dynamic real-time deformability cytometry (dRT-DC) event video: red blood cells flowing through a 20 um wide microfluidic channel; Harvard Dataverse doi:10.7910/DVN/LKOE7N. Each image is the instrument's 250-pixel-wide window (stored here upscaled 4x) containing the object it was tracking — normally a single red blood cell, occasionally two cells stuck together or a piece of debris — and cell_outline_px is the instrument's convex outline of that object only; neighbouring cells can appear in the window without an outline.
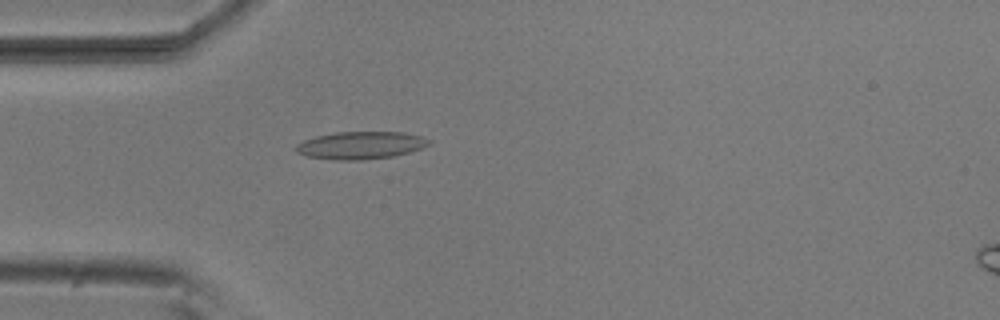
{"species": "common noctule bat (a hibernating species)", "species_latin": "Nyctalus noctula", "temperature_condition": "room temperature", "stored_images_in_passage": 43, "camera_frame_rate_fps": 3000, "um_per_image_px": 0.085, "animal": {"sex": "male", "body_mass_g": 20.5, "forearm_length_mm": 52.5}, "frame": {"image": 1, "passage_image": 5, "time_ms": 1.333, "image_size_px": [1000, 320], "cell_outline_px": [[432, 144], [424, 148], [392, 156], [360, 160], [336, 160], [308, 156], [296, 152], [296, 144], [304, 140], [316, 136], [336, 132], [404, 132], [420, 136], [432, 140]], "centroid_in_image_um": [30.69, 12.34], "position_along_channel_um": 54.3, "area_um2": 21.33}}
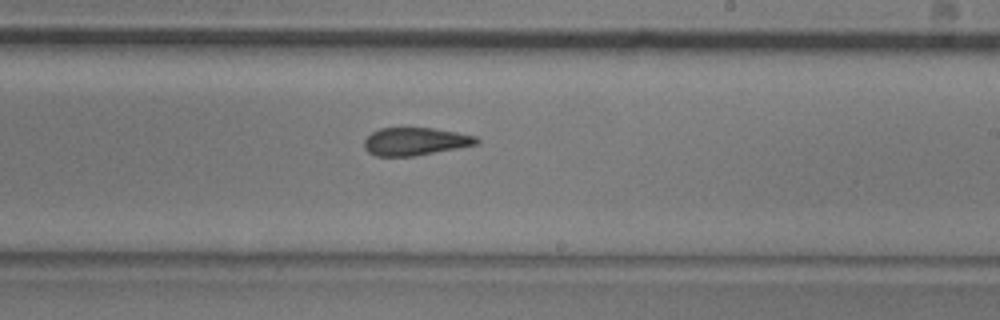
{"frame": {"image": 2, "passage_image": 21, "time_ms": 6.667, "image_size_px": [1000, 320], "cell_outline_px": [[480, 144], [412, 156], [376, 156], [368, 152], [364, 148], [364, 140], [372, 132], [380, 128], [432, 128], [456, 132], [476, 136], [480, 140]], "centroid_in_image_um": [35.3, 12.02], "position_along_channel_um": 253.7, "area_um2": 18.15}}
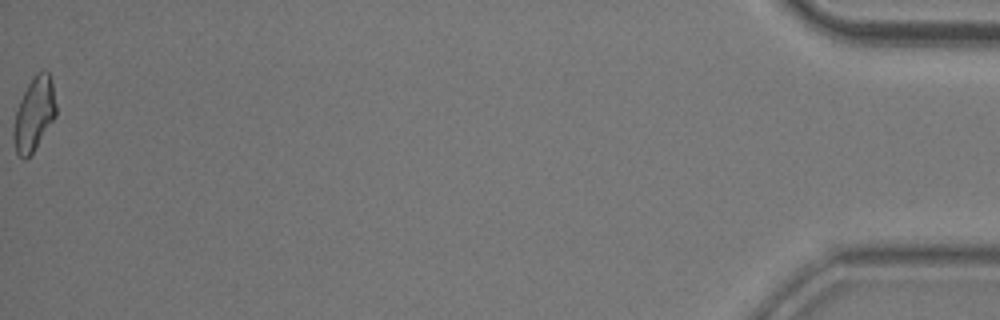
{"frame": {"image": 3, "passage_image": 43, "time_ms": 14.0, "image_size_px": [1000, 320], "cell_outline_px": [[56, 116], [32, 152], [24, 160], [16, 152], [12, 140], [12, 132], [16, 112], [20, 100], [28, 84], [36, 72], [44, 68], [48, 72], [52, 80], [56, 104]], "centroid_in_image_um": [2.9, 9.66], "position_along_channel_um": 432.3, "area_um2": 18.15}, "authors_computed_cell_mechanics": {"area_um2": 18.7272, "velocity_mm_per_s": 3.8255, "shape_relaxation_time_tau1_ms": null, "shape_relaxation_time_tau2_ms": 3.3298, "deformation_change_tau1": null, "deformation_change_tau2": 0.1211}}